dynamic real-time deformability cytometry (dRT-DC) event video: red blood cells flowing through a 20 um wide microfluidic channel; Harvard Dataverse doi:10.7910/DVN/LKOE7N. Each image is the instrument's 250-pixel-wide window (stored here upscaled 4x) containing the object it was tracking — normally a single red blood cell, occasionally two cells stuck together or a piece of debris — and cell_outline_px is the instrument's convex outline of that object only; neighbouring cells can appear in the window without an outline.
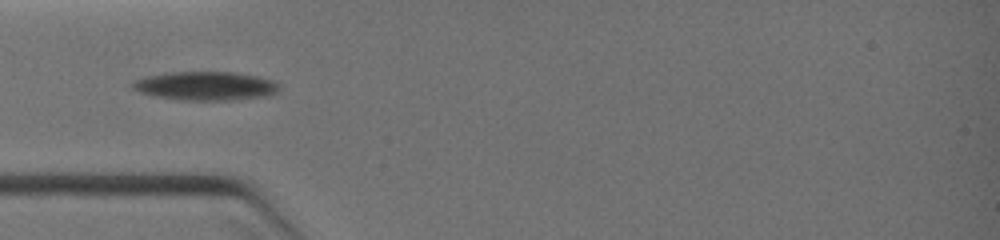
{"species": "common noctule bat (a hibernating species)", "species_latin": "Nyctalus noctula", "temperature_condition": "warm", "stored_images_in_passage": 27, "camera_frame_rate_fps": 3000, "um_per_image_px": 0.085, "animal": {"sex": "female", "body_mass_g": 19.0, "forearm_length_mm": 51.5}, "frame": {"image": 1, "passage_image": 21, "time_ms": 4.0, "image_size_px": [1000, 240], "cell_outline_px": [[280, 88], [276, 92], [264, 96], [228, 100], [180, 100], [156, 96], [140, 92], [132, 88], [132, 80], [148, 76], [168, 72], [236, 72], [256, 76], [272, 80], [280, 84]], "centroid_in_image_um": [17.46, 7.29], "position_along_channel_um": 67.5, "area_um2": 24.45}}
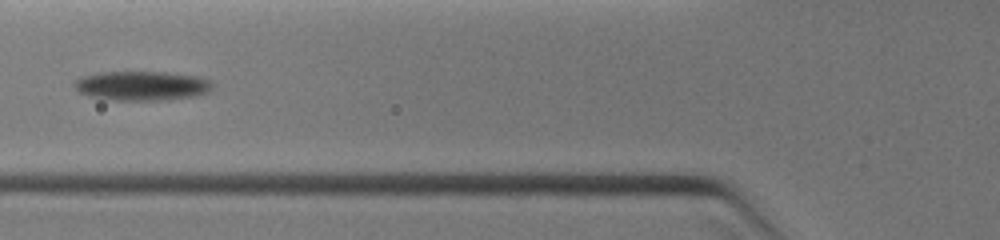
{"frame": {"image": 2, "passage_image": 26, "time_ms": 5.0, "image_size_px": [1000, 240], "cell_outline_px": [[216, 84], [208, 92], [196, 96], [160, 100], [116, 100], [88, 96], [80, 92], [76, 88], [76, 80], [80, 76], [100, 72], [168, 72], [200, 76], [212, 80]], "centroid_in_image_um": [12.14, 7.28], "position_along_channel_um": 113.7, "area_um2": 23.81}}